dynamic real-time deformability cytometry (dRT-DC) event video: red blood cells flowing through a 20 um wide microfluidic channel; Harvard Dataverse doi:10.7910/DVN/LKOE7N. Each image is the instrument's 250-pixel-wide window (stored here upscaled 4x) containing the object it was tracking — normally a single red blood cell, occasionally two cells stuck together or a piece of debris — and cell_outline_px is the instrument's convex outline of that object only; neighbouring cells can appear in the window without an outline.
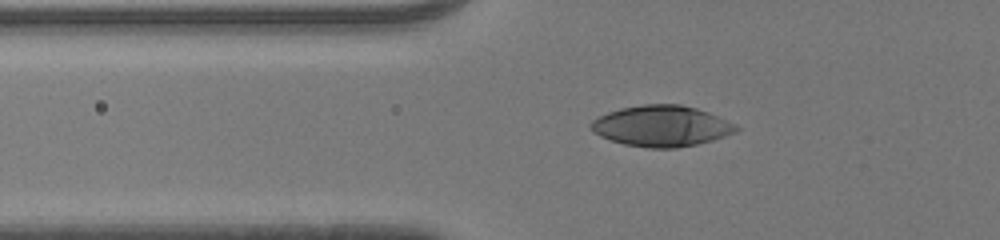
{"species": "human", "species_latin": "Homo sapiens", "temperature_condition": "room temperature", "stored_images_in_passage": 36, "camera_frame_rate_fps": 3000, "um_per_image_px": 0.085, "donor": {"sex": "male"}, "frame": {"image": 1, "passage_image": 6, "time_ms": 1.667, "image_size_px": [1000, 240], "cell_outline_px": [[740, 128], [736, 132], [712, 140], [696, 144], [676, 148], [648, 148], [624, 144], [600, 136], [592, 132], [588, 124], [592, 120], [608, 112], [620, 108], [644, 104], [680, 104], [696, 108], [708, 112], [736, 124]], "centroid_in_image_um": [56.21, 10.71], "position_along_channel_um": 69.6, "area_um2": 34.62}}
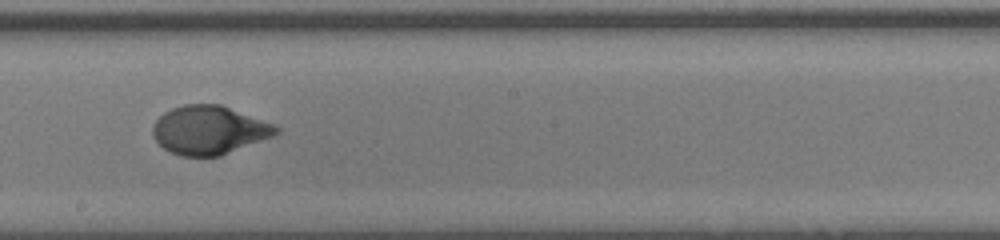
{"frame": {"image": 2, "passage_image": 18, "time_ms": 5.667, "image_size_px": [1000, 240], "cell_outline_px": [[280, 132], [276, 136], [220, 156], [180, 156], [164, 148], [152, 136], [152, 124], [164, 112], [172, 108], [184, 104], [220, 104], [272, 124], [280, 128]], "centroid_in_image_um": [17.78, 11.06], "position_along_channel_um": 230.4, "area_um2": 34.97}}
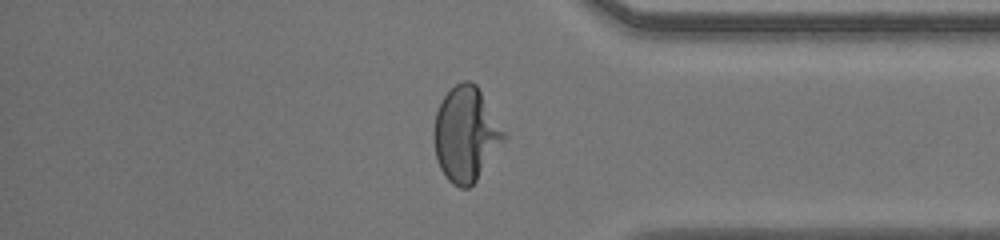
{"frame": {"image": 3, "passage_image": 30, "time_ms": 9.667, "image_size_px": [1000, 240], "cell_outline_px": [[508, 136], [476, 180], [468, 188], [460, 188], [452, 184], [448, 180], [440, 168], [436, 160], [432, 136], [432, 132], [436, 112], [444, 96], [456, 84], [464, 80], [468, 80], [476, 84]], "centroid_in_image_um": [39.58, 11.42], "position_along_channel_um": 395.6, "area_um2": 38.55}, "authors_computed_cell_mechanics": {"area_um2": 35.0557, "velocity_mm_per_s": 4.2727, "shape_relaxation_time_tau1_ms": 3.5116, "shape_relaxation_time_tau2_ms": null, "deformation_change_tau1": 0.2047, "deformation_change_tau2": null}}